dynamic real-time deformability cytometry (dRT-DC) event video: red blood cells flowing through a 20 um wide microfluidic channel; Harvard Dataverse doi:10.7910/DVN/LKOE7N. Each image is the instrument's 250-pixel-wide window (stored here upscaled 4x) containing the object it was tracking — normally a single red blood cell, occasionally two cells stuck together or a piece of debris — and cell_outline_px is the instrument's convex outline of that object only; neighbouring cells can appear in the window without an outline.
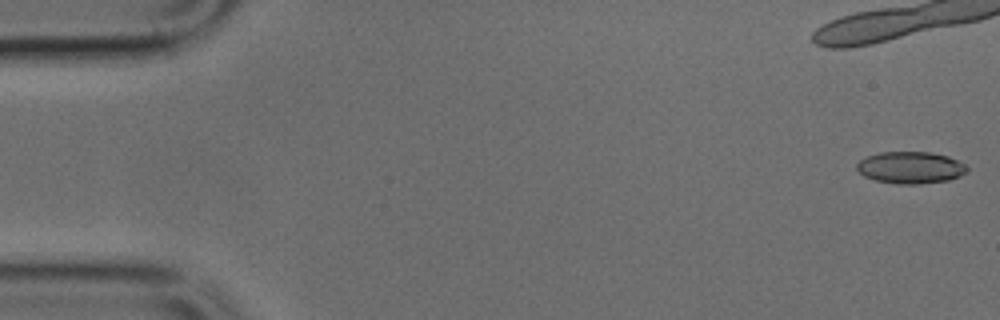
{"species": "common noctule bat (a hibernating species)", "species_latin": "Nyctalus noctula", "temperature_condition": "cold", "stored_images_in_passage": 20, "camera_frame_rate_fps": 3000, "um_per_image_px": 0.085, "animal": {"sex": "male", "body_mass_g": 17.9, "forearm_length_mm": 54.2}, "frame": {"image": 1, "passage_image": 1, "time_ms": 0.0, "image_size_px": [1000, 320], "cell_outline_px": [[968, 168], [960, 176], [948, 180], [920, 184], [896, 184], [876, 180], [864, 176], [856, 168], [856, 164], [860, 160], [868, 156], [880, 152], [928, 152], [948, 156], [964, 164]], "centroid_in_image_um": [77.37, 14.25], "position_along_channel_um": 7.6, "area_um2": 20.35}}